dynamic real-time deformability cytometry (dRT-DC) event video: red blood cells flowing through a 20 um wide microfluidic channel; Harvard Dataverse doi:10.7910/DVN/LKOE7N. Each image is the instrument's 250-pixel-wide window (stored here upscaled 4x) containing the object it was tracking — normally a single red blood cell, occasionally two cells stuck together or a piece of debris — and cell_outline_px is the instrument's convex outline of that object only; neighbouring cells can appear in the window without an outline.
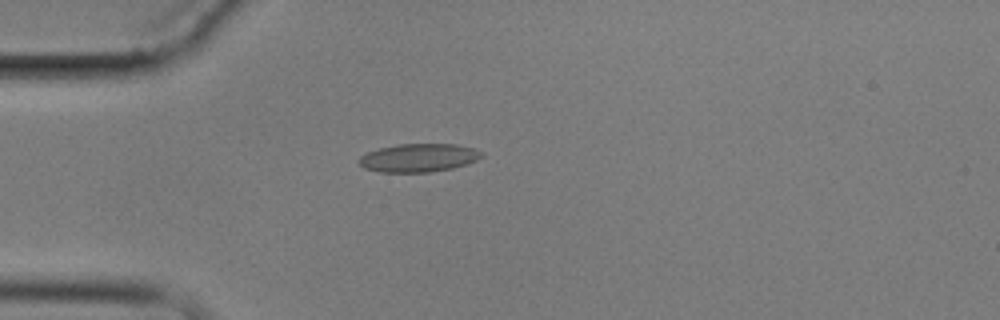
{"species": "common noctule bat (a hibernating species)", "species_latin": "Nyctalus noctula", "temperature_condition": "cold", "stored_images_in_passage": 4, "camera_frame_rate_fps": 3000, "um_per_image_px": 0.085, "animal": {"sex": "male", "body_mass_g": 17.9}, "frame": {"image": 1, "passage_image": 4, "time_ms": 4.667, "image_size_px": [1000, 320], "cell_outline_px": [[484, 156], [476, 160], [452, 168], [432, 172], [380, 172], [364, 168], [356, 160], [360, 156], [368, 152], [380, 148], [400, 144], [456, 144], [472, 148], [484, 152]], "centroid_in_image_um": [35.57, 13.41], "position_along_channel_um": 49.4, "area_um2": 20.17}}